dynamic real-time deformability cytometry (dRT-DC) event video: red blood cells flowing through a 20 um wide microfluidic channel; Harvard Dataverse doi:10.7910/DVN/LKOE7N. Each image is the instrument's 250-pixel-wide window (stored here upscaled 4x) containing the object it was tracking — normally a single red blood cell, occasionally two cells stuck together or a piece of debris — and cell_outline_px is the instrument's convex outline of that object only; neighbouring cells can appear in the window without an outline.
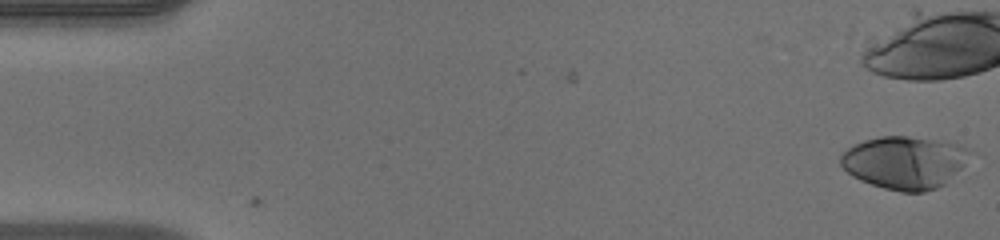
{"species": "human", "species_latin": "Homo sapiens", "temperature_condition": "warm", "stored_images_in_passage": 13, "camera_frame_rate_fps": 3000, "um_per_image_px": 0.085, "donor": {"sex": "male"}, "frame": {"image": 1, "passage_image": 1, "time_ms": 0.0, "image_size_px": [1000, 240], "cell_outline_px": [[976, 152], [944, 184], [936, 188], [924, 192], [900, 192], [884, 188], [860, 180], [852, 176], [840, 164], [840, 156], [848, 148], [864, 140], [880, 136], [908, 136], [940, 140], [960, 144]], "centroid_in_image_um": [76.93, 13.79], "position_along_channel_um": 8.1, "area_um2": 39.82}}